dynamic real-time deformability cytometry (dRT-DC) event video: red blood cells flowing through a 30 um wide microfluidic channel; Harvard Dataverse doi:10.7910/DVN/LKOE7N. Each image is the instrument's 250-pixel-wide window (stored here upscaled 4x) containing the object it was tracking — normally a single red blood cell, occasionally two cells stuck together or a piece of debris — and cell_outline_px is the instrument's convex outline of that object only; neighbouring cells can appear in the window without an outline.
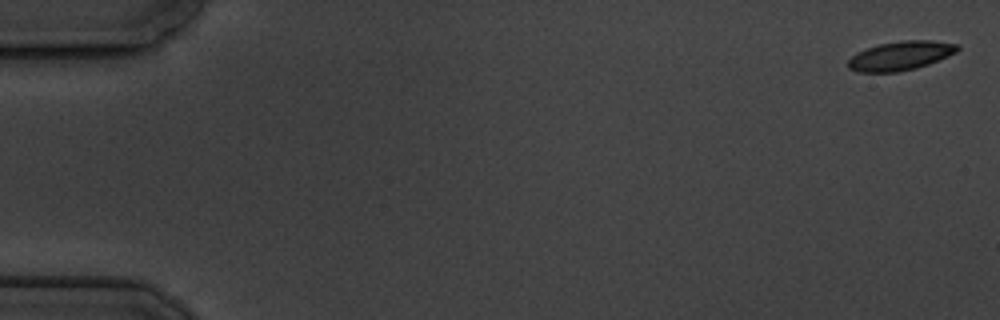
{"species": "common noctule bat (a hibernating species)", "species_latin": "Nyctalus noctula", "temperature_condition": "cold", "stored_images_in_passage": 6, "camera_frame_rate_fps": 3000, "um_per_image_px": 0.085, "animal": {"sex": "male", "body_mass_g": 19.5, "forearm_length_mm": 54.6}, "frame": {"image": 1, "passage_image": 1, "time_ms": 0.0, "image_size_px": [1000, 320], "cell_outline_px": [[960, 48], [956, 52], [948, 56], [928, 64], [916, 68], [896, 72], [856, 72], [848, 68], [848, 60], [856, 52], [880, 44], [900, 40], [932, 40], [960, 44]], "centroid_in_image_um": [76.55, 4.73], "position_along_channel_um": 8.4, "area_um2": 18.55}}
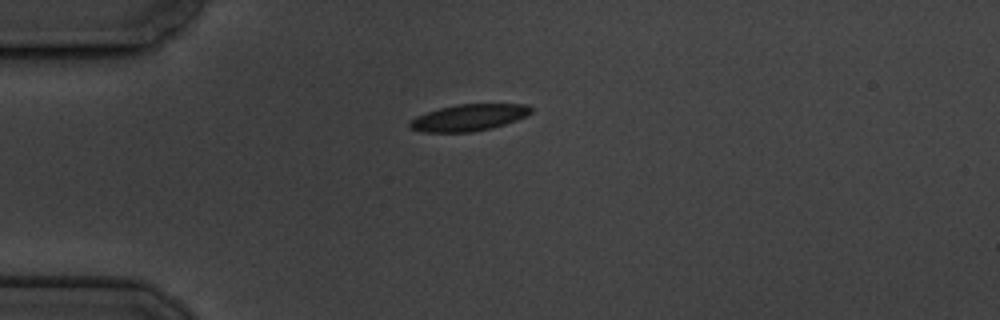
{"frame": {"image": 2, "passage_image": 5, "time_ms": 4.667, "image_size_px": [1000, 320], "cell_outline_px": [[532, 112], [516, 120], [492, 128], [472, 132], [424, 132], [412, 128], [408, 124], [416, 116], [440, 108], [456, 104], [524, 104], [532, 108]], "centroid_in_image_um": [39.85, 9.99], "position_along_channel_um": 45.2, "area_um2": 18.55}}